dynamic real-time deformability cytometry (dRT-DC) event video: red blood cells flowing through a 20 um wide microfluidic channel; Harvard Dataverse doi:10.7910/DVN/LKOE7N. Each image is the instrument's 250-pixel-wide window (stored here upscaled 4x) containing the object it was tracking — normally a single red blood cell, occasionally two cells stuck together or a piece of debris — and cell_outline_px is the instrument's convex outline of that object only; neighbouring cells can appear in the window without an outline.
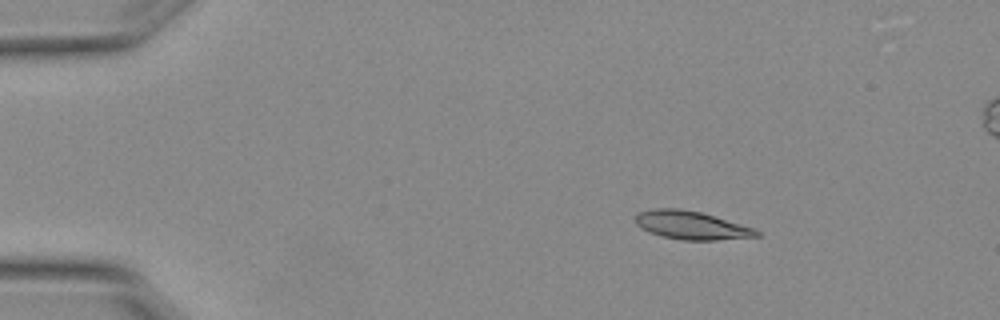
{"species": "Egyptian fruit bat (a non-hibernating species)", "species_latin": "Rousettus aegyptiacus", "temperature_condition": "warm", "stored_images_in_passage": 5, "camera_frame_rate_fps": 3000, "um_per_image_px": 0.085, "animal": {"sex": "female"}, "frame": {"image": 1, "passage_image": 2, "time_ms": 0.333, "image_size_px": [1000, 320], "cell_outline_px": [[760, 236], [716, 240], [680, 240], [648, 232], [640, 228], [636, 224], [636, 212], [652, 208], [680, 208], [700, 212], [756, 228], [760, 232]], "centroid_in_image_um": [58.75, 19.14], "position_along_channel_um": 26.3, "area_um2": 20.11}}